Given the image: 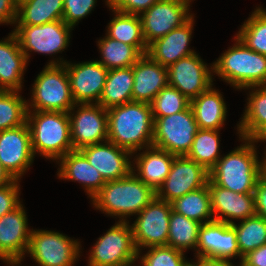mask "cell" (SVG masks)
I'll return each instance as SVG.
<instances>
[{
    "label": "cell",
    "mask_w": 266,
    "mask_h": 266,
    "mask_svg": "<svg viewBox=\"0 0 266 266\" xmlns=\"http://www.w3.org/2000/svg\"><path fill=\"white\" fill-rule=\"evenodd\" d=\"M153 127L149 103L131 101L107 109L108 140L131 153L152 146Z\"/></svg>",
    "instance_id": "1"
},
{
    "label": "cell",
    "mask_w": 266,
    "mask_h": 266,
    "mask_svg": "<svg viewBox=\"0 0 266 266\" xmlns=\"http://www.w3.org/2000/svg\"><path fill=\"white\" fill-rule=\"evenodd\" d=\"M220 158L209 171V180L233 192L254 193L260 178V162L252 139Z\"/></svg>",
    "instance_id": "2"
},
{
    "label": "cell",
    "mask_w": 266,
    "mask_h": 266,
    "mask_svg": "<svg viewBox=\"0 0 266 266\" xmlns=\"http://www.w3.org/2000/svg\"><path fill=\"white\" fill-rule=\"evenodd\" d=\"M131 172L128 176L107 181L93 196V205L103 212L123 217L138 214L155 197L156 192Z\"/></svg>",
    "instance_id": "3"
},
{
    "label": "cell",
    "mask_w": 266,
    "mask_h": 266,
    "mask_svg": "<svg viewBox=\"0 0 266 266\" xmlns=\"http://www.w3.org/2000/svg\"><path fill=\"white\" fill-rule=\"evenodd\" d=\"M28 111L27 124L34 155L38 151L41 155L56 160L73 150L68 113L35 111L31 114L30 109Z\"/></svg>",
    "instance_id": "4"
},
{
    "label": "cell",
    "mask_w": 266,
    "mask_h": 266,
    "mask_svg": "<svg viewBox=\"0 0 266 266\" xmlns=\"http://www.w3.org/2000/svg\"><path fill=\"white\" fill-rule=\"evenodd\" d=\"M211 68L227 83L239 88L266 84V56L248 48L239 38Z\"/></svg>",
    "instance_id": "5"
},
{
    "label": "cell",
    "mask_w": 266,
    "mask_h": 266,
    "mask_svg": "<svg viewBox=\"0 0 266 266\" xmlns=\"http://www.w3.org/2000/svg\"><path fill=\"white\" fill-rule=\"evenodd\" d=\"M33 111H60L68 113L77 105L72 97L67 69L64 65H47L38 74L33 90Z\"/></svg>",
    "instance_id": "6"
},
{
    "label": "cell",
    "mask_w": 266,
    "mask_h": 266,
    "mask_svg": "<svg viewBox=\"0 0 266 266\" xmlns=\"http://www.w3.org/2000/svg\"><path fill=\"white\" fill-rule=\"evenodd\" d=\"M153 119L152 146L176 156L187 155L199 129L190 105L179 113Z\"/></svg>",
    "instance_id": "7"
},
{
    "label": "cell",
    "mask_w": 266,
    "mask_h": 266,
    "mask_svg": "<svg viewBox=\"0 0 266 266\" xmlns=\"http://www.w3.org/2000/svg\"><path fill=\"white\" fill-rule=\"evenodd\" d=\"M126 219L112 226L101 236L89 256L88 266H120L137 260L131 226Z\"/></svg>",
    "instance_id": "8"
},
{
    "label": "cell",
    "mask_w": 266,
    "mask_h": 266,
    "mask_svg": "<svg viewBox=\"0 0 266 266\" xmlns=\"http://www.w3.org/2000/svg\"><path fill=\"white\" fill-rule=\"evenodd\" d=\"M171 212V203L155 197L137 214L131 229L138 253L139 247L167 246Z\"/></svg>",
    "instance_id": "9"
},
{
    "label": "cell",
    "mask_w": 266,
    "mask_h": 266,
    "mask_svg": "<svg viewBox=\"0 0 266 266\" xmlns=\"http://www.w3.org/2000/svg\"><path fill=\"white\" fill-rule=\"evenodd\" d=\"M190 2V0H160L139 15L147 46L175 28L181 27L192 17L188 13Z\"/></svg>",
    "instance_id": "10"
},
{
    "label": "cell",
    "mask_w": 266,
    "mask_h": 266,
    "mask_svg": "<svg viewBox=\"0 0 266 266\" xmlns=\"http://www.w3.org/2000/svg\"><path fill=\"white\" fill-rule=\"evenodd\" d=\"M79 242L58 232L32 231L28 253L41 266H72L79 255Z\"/></svg>",
    "instance_id": "11"
},
{
    "label": "cell",
    "mask_w": 266,
    "mask_h": 266,
    "mask_svg": "<svg viewBox=\"0 0 266 266\" xmlns=\"http://www.w3.org/2000/svg\"><path fill=\"white\" fill-rule=\"evenodd\" d=\"M71 29L63 20H57L42 25H17L13 32L28 61L29 50L55 54L65 49L69 44Z\"/></svg>",
    "instance_id": "12"
},
{
    "label": "cell",
    "mask_w": 266,
    "mask_h": 266,
    "mask_svg": "<svg viewBox=\"0 0 266 266\" xmlns=\"http://www.w3.org/2000/svg\"><path fill=\"white\" fill-rule=\"evenodd\" d=\"M209 172L201 165L184 156H176L163 185L156 192V197L168 203L186 193L207 185Z\"/></svg>",
    "instance_id": "13"
},
{
    "label": "cell",
    "mask_w": 266,
    "mask_h": 266,
    "mask_svg": "<svg viewBox=\"0 0 266 266\" xmlns=\"http://www.w3.org/2000/svg\"><path fill=\"white\" fill-rule=\"evenodd\" d=\"M60 62L51 61L47 65L65 64L72 97L75 103L91 104L93 101L98 104L103 93L108 69L98 61H90L74 65L63 61Z\"/></svg>",
    "instance_id": "14"
},
{
    "label": "cell",
    "mask_w": 266,
    "mask_h": 266,
    "mask_svg": "<svg viewBox=\"0 0 266 266\" xmlns=\"http://www.w3.org/2000/svg\"><path fill=\"white\" fill-rule=\"evenodd\" d=\"M74 116L68 112L73 150L108 140L107 109L96 103L78 104ZM74 116V117H73Z\"/></svg>",
    "instance_id": "15"
},
{
    "label": "cell",
    "mask_w": 266,
    "mask_h": 266,
    "mask_svg": "<svg viewBox=\"0 0 266 266\" xmlns=\"http://www.w3.org/2000/svg\"><path fill=\"white\" fill-rule=\"evenodd\" d=\"M28 124L0 131V162L9 175L18 180L33 162Z\"/></svg>",
    "instance_id": "16"
},
{
    "label": "cell",
    "mask_w": 266,
    "mask_h": 266,
    "mask_svg": "<svg viewBox=\"0 0 266 266\" xmlns=\"http://www.w3.org/2000/svg\"><path fill=\"white\" fill-rule=\"evenodd\" d=\"M22 204L0 218V259L20 264L31 235Z\"/></svg>",
    "instance_id": "17"
},
{
    "label": "cell",
    "mask_w": 266,
    "mask_h": 266,
    "mask_svg": "<svg viewBox=\"0 0 266 266\" xmlns=\"http://www.w3.org/2000/svg\"><path fill=\"white\" fill-rule=\"evenodd\" d=\"M168 84L190 101L212 85V76L206 64L194 53L167 67Z\"/></svg>",
    "instance_id": "18"
},
{
    "label": "cell",
    "mask_w": 266,
    "mask_h": 266,
    "mask_svg": "<svg viewBox=\"0 0 266 266\" xmlns=\"http://www.w3.org/2000/svg\"><path fill=\"white\" fill-rule=\"evenodd\" d=\"M197 257L219 259L229 262L231 258L243 256L237 242V234L231 224L220 221L203 223L199 229L196 246Z\"/></svg>",
    "instance_id": "19"
},
{
    "label": "cell",
    "mask_w": 266,
    "mask_h": 266,
    "mask_svg": "<svg viewBox=\"0 0 266 266\" xmlns=\"http://www.w3.org/2000/svg\"><path fill=\"white\" fill-rule=\"evenodd\" d=\"M104 143L88 145L80 149L89 163L99 171L103 179L113 181L128 176L134 167H131V161L128 155L130 151L118 147L109 140Z\"/></svg>",
    "instance_id": "20"
},
{
    "label": "cell",
    "mask_w": 266,
    "mask_h": 266,
    "mask_svg": "<svg viewBox=\"0 0 266 266\" xmlns=\"http://www.w3.org/2000/svg\"><path fill=\"white\" fill-rule=\"evenodd\" d=\"M207 184L211 197L212 213L215 214L214 221L232 224V219L245 220L256 214L253 193L233 192L227 188L217 186L210 180ZM217 213L221 215H217Z\"/></svg>",
    "instance_id": "21"
},
{
    "label": "cell",
    "mask_w": 266,
    "mask_h": 266,
    "mask_svg": "<svg viewBox=\"0 0 266 266\" xmlns=\"http://www.w3.org/2000/svg\"><path fill=\"white\" fill-rule=\"evenodd\" d=\"M132 68L133 101L150 104L156 95L169 85L167 67L154 61L148 54H143Z\"/></svg>",
    "instance_id": "22"
},
{
    "label": "cell",
    "mask_w": 266,
    "mask_h": 266,
    "mask_svg": "<svg viewBox=\"0 0 266 266\" xmlns=\"http://www.w3.org/2000/svg\"><path fill=\"white\" fill-rule=\"evenodd\" d=\"M192 27L193 17L181 27L175 28L167 35L152 42L148 46L147 54L162 66L169 67L181 58L196 53L188 48Z\"/></svg>",
    "instance_id": "23"
},
{
    "label": "cell",
    "mask_w": 266,
    "mask_h": 266,
    "mask_svg": "<svg viewBox=\"0 0 266 266\" xmlns=\"http://www.w3.org/2000/svg\"><path fill=\"white\" fill-rule=\"evenodd\" d=\"M27 59L20 48L19 41L12 32L0 41V90L19 91Z\"/></svg>",
    "instance_id": "24"
},
{
    "label": "cell",
    "mask_w": 266,
    "mask_h": 266,
    "mask_svg": "<svg viewBox=\"0 0 266 266\" xmlns=\"http://www.w3.org/2000/svg\"><path fill=\"white\" fill-rule=\"evenodd\" d=\"M59 160L61 161V166L58 176L83 183L91 198L106 183L99 171L89 163L80 150H72Z\"/></svg>",
    "instance_id": "25"
},
{
    "label": "cell",
    "mask_w": 266,
    "mask_h": 266,
    "mask_svg": "<svg viewBox=\"0 0 266 266\" xmlns=\"http://www.w3.org/2000/svg\"><path fill=\"white\" fill-rule=\"evenodd\" d=\"M175 157L165 150L148 147L135 161L139 171L136 176L157 192L167 178Z\"/></svg>",
    "instance_id": "26"
},
{
    "label": "cell",
    "mask_w": 266,
    "mask_h": 266,
    "mask_svg": "<svg viewBox=\"0 0 266 266\" xmlns=\"http://www.w3.org/2000/svg\"><path fill=\"white\" fill-rule=\"evenodd\" d=\"M190 107L199 129L219 130L224 124L226 104L212 85L192 99Z\"/></svg>",
    "instance_id": "27"
},
{
    "label": "cell",
    "mask_w": 266,
    "mask_h": 266,
    "mask_svg": "<svg viewBox=\"0 0 266 266\" xmlns=\"http://www.w3.org/2000/svg\"><path fill=\"white\" fill-rule=\"evenodd\" d=\"M133 68L108 70L102 96L98 102L105 109L133 101Z\"/></svg>",
    "instance_id": "28"
},
{
    "label": "cell",
    "mask_w": 266,
    "mask_h": 266,
    "mask_svg": "<svg viewBox=\"0 0 266 266\" xmlns=\"http://www.w3.org/2000/svg\"><path fill=\"white\" fill-rule=\"evenodd\" d=\"M62 16L63 0H26L17 7L16 23L42 25L62 20Z\"/></svg>",
    "instance_id": "29"
},
{
    "label": "cell",
    "mask_w": 266,
    "mask_h": 266,
    "mask_svg": "<svg viewBox=\"0 0 266 266\" xmlns=\"http://www.w3.org/2000/svg\"><path fill=\"white\" fill-rule=\"evenodd\" d=\"M113 11L116 16L109 23L107 36L134 46L142 55L147 54L140 16Z\"/></svg>",
    "instance_id": "30"
},
{
    "label": "cell",
    "mask_w": 266,
    "mask_h": 266,
    "mask_svg": "<svg viewBox=\"0 0 266 266\" xmlns=\"http://www.w3.org/2000/svg\"><path fill=\"white\" fill-rule=\"evenodd\" d=\"M172 210L201 224L214 221L208 184L171 202ZM210 219V220H205ZM203 219L205 220L203 222Z\"/></svg>",
    "instance_id": "31"
},
{
    "label": "cell",
    "mask_w": 266,
    "mask_h": 266,
    "mask_svg": "<svg viewBox=\"0 0 266 266\" xmlns=\"http://www.w3.org/2000/svg\"><path fill=\"white\" fill-rule=\"evenodd\" d=\"M256 87L258 90H255ZM254 92L248 98L244 116L238 125L240 137L243 140L252 139L263 127L266 126V84L250 87Z\"/></svg>",
    "instance_id": "32"
},
{
    "label": "cell",
    "mask_w": 266,
    "mask_h": 266,
    "mask_svg": "<svg viewBox=\"0 0 266 266\" xmlns=\"http://www.w3.org/2000/svg\"><path fill=\"white\" fill-rule=\"evenodd\" d=\"M102 61L108 70L132 67L142 54L132 45L125 44L106 36L98 42Z\"/></svg>",
    "instance_id": "33"
},
{
    "label": "cell",
    "mask_w": 266,
    "mask_h": 266,
    "mask_svg": "<svg viewBox=\"0 0 266 266\" xmlns=\"http://www.w3.org/2000/svg\"><path fill=\"white\" fill-rule=\"evenodd\" d=\"M202 224L172 210L169 220L167 246L184 252L196 248L199 229Z\"/></svg>",
    "instance_id": "34"
},
{
    "label": "cell",
    "mask_w": 266,
    "mask_h": 266,
    "mask_svg": "<svg viewBox=\"0 0 266 266\" xmlns=\"http://www.w3.org/2000/svg\"><path fill=\"white\" fill-rule=\"evenodd\" d=\"M219 145L218 130L198 129L186 156L209 172L220 159Z\"/></svg>",
    "instance_id": "35"
},
{
    "label": "cell",
    "mask_w": 266,
    "mask_h": 266,
    "mask_svg": "<svg viewBox=\"0 0 266 266\" xmlns=\"http://www.w3.org/2000/svg\"><path fill=\"white\" fill-rule=\"evenodd\" d=\"M231 226L237 234V242L242 256L266 244V219L254 215L242 220L237 226L234 222Z\"/></svg>",
    "instance_id": "36"
},
{
    "label": "cell",
    "mask_w": 266,
    "mask_h": 266,
    "mask_svg": "<svg viewBox=\"0 0 266 266\" xmlns=\"http://www.w3.org/2000/svg\"><path fill=\"white\" fill-rule=\"evenodd\" d=\"M27 104L18 91L0 90V131L26 124Z\"/></svg>",
    "instance_id": "37"
},
{
    "label": "cell",
    "mask_w": 266,
    "mask_h": 266,
    "mask_svg": "<svg viewBox=\"0 0 266 266\" xmlns=\"http://www.w3.org/2000/svg\"><path fill=\"white\" fill-rule=\"evenodd\" d=\"M248 48L266 56V10L257 8L237 34Z\"/></svg>",
    "instance_id": "38"
},
{
    "label": "cell",
    "mask_w": 266,
    "mask_h": 266,
    "mask_svg": "<svg viewBox=\"0 0 266 266\" xmlns=\"http://www.w3.org/2000/svg\"><path fill=\"white\" fill-rule=\"evenodd\" d=\"M150 105L153 117H166L185 110L190 105V100L168 85L156 95Z\"/></svg>",
    "instance_id": "39"
},
{
    "label": "cell",
    "mask_w": 266,
    "mask_h": 266,
    "mask_svg": "<svg viewBox=\"0 0 266 266\" xmlns=\"http://www.w3.org/2000/svg\"><path fill=\"white\" fill-rule=\"evenodd\" d=\"M141 258L143 266H186L184 252L170 246H152Z\"/></svg>",
    "instance_id": "40"
},
{
    "label": "cell",
    "mask_w": 266,
    "mask_h": 266,
    "mask_svg": "<svg viewBox=\"0 0 266 266\" xmlns=\"http://www.w3.org/2000/svg\"><path fill=\"white\" fill-rule=\"evenodd\" d=\"M107 5H109V0ZM95 0H63L62 20L73 27L78 20L88 15L95 6Z\"/></svg>",
    "instance_id": "41"
},
{
    "label": "cell",
    "mask_w": 266,
    "mask_h": 266,
    "mask_svg": "<svg viewBox=\"0 0 266 266\" xmlns=\"http://www.w3.org/2000/svg\"><path fill=\"white\" fill-rule=\"evenodd\" d=\"M18 180H13L11 183L0 187V218L18 207L20 199L18 196Z\"/></svg>",
    "instance_id": "42"
},
{
    "label": "cell",
    "mask_w": 266,
    "mask_h": 266,
    "mask_svg": "<svg viewBox=\"0 0 266 266\" xmlns=\"http://www.w3.org/2000/svg\"><path fill=\"white\" fill-rule=\"evenodd\" d=\"M160 0H109L111 10L125 14L140 15Z\"/></svg>",
    "instance_id": "43"
},
{
    "label": "cell",
    "mask_w": 266,
    "mask_h": 266,
    "mask_svg": "<svg viewBox=\"0 0 266 266\" xmlns=\"http://www.w3.org/2000/svg\"><path fill=\"white\" fill-rule=\"evenodd\" d=\"M254 202L256 215L266 219V183L260 178L254 190Z\"/></svg>",
    "instance_id": "44"
},
{
    "label": "cell",
    "mask_w": 266,
    "mask_h": 266,
    "mask_svg": "<svg viewBox=\"0 0 266 266\" xmlns=\"http://www.w3.org/2000/svg\"><path fill=\"white\" fill-rule=\"evenodd\" d=\"M243 266H266V244L243 256Z\"/></svg>",
    "instance_id": "45"
},
{
    "label": "cell",
    "mask_w": 266,
    "mask_h": 266,
    "mask_svg": "<svg viewBox=\"0 0 266 266\" xmlns=\"http://www.w3.org/2000/svg\"><path fill=\"white\" fill-rule=\"evenodd\" d=\"M17 7L15 0H0V23H16Z\"/></svg>",
    "instance_id": "46"
},
{
    "label": "cell",
    "mask_w": 266,
    "mask_h": 266,
    "mask_svg": "<svg viewBox=\"0 0 266 266\" xmlns=\"http://www.w3.org/2000/svg\"><path fill=\"white\" fill-rule=\"evenodd\" d=\"M198 261L191 263L192 266H233L231 262L224 260L206 258V257H197Z\"/></svg>",
    "instance_id": "47"
},
{
    "label": "cell",
    "mask_w": 266,
    "mask_h": 266,
    "mask_svg": "<svg viewBox=\"0 0 266 266\" xmlns=\"http://www.w3.org/2000/svg\"><path fill=\"white\" fill-rule=\"evenodd\" d=\"M14 179L9 175V173L4 169L0 162V187L11 183Z\"/></svg>",
    "instance_id": "48"
},
{
    "label": "cell",
    "mask_w": 266,
    "mask_h": 266,
    "mask_svg": "<svg viewBox=\"0 0 266 266\" xmlns=\"http://www.w3.org/2000/svg\"><path fill=\"white\" fill-rule=\"evenodd\" d=\"M252 140L254 142H257L259 140H263V141H266V126L263 127L253 138ZM257 140V141H256Z\"/></svg>",
    "instance_id": "49"
},
{
    "label": "cell",
    "mask_w": 266,
    "mask_h": 266,
    "mask_svg": "<svg viewBox=\"0 0 266 266\" xmlns=\"http://www.w3.org/2000/svg\"><path fill=\"white\" fill-rule=\"evenodd\" d=\"M264 159L263 162H260V179L266 183V157Z\"/></svg>",
    "instance_id": "50"
},
{
    "label": "cell",
    "mask_w": 266,
    "mask_h": 266,
    "mask_svg": "<svg viewBox=\"0 0 266 266\" xmlns=\"http://www.w3.org/2000/svg\"><path fill=\"white\" fill-rule=\"evenodd\" d=\"M25 1H26V0H15L17 6H18L20 3L25 2Z\"/></svg>",
    "instance_id": "51"
},
{
    "label": "cell",
    "mask_w": 266,
    "mask_h": 266,
    "mask_svg": "<svg viewBox=\"0 0 266 266\" xmlns=\"http://www.w3.org/2000/svg\"><path fill=\"white\" fill-rule=\"evenodd\" d=\"M133 263H134V262L129 263V264H123V265H120V266H132Z\"/></svg>",
    "instance_id": "52"
}]
</instances>
